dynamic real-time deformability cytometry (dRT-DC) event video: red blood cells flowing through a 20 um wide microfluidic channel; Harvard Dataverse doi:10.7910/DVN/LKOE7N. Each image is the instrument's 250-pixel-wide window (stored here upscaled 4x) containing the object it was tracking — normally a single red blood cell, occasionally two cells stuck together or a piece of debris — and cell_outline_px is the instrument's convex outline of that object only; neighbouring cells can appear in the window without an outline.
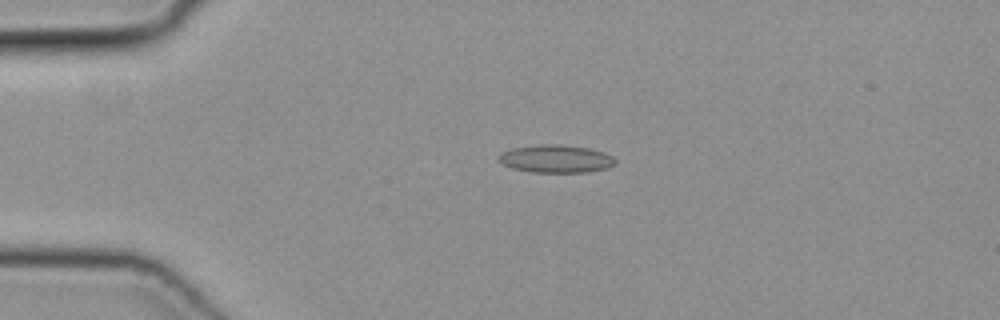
{"species": "common noctule bat (a hibernating species)", "species_latin": "Nyctalus noctula", "temperature_condition": "cold", "stored_images_in_passage": 39, "camera_frame_rate_fps": 3000, "um_per_image_px": 0.085, "animal": {"sex": "female", "body_mass_g": 19.3, "forearm_length_mm": 54.1}, "frame": {"image": 1, "passage_image": 1, "time_ms": 0.0, "image_size_px": [1000, 320], "cell_outline_px": [[616, 164], [608, 168], [588, 172], [532, 172], [512, 168], [500, 164], [500, 152], [512, 148], [540, 144], [556, 144], [588, 148], [604, 152], [612, 156], [616, 160]], "centroid_in_image_um": [47.26, 13.5], "position_along_channel_um": 37.7, "area_um2": 18.96}}
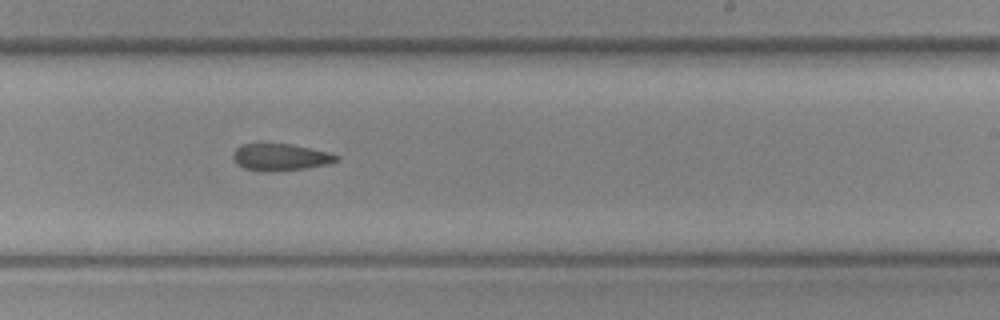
{"frame": {"image": 2, "passage_image": 20, "time_ms": 6.333, "image_size_px": [1000, 320], "cell_outline_px": [[340, 160], [328, 164], [308, 168], [272, 172], [260, 172], [244, 168], [236, 164], [232, 156], [236, 148], [244, 144], [288, 144], [328, 152], [340, 156]], "centroid_in_image_um": [23.84, 13.38], "position_along_channel_um": 265.2, "area_um2": 16.3}}
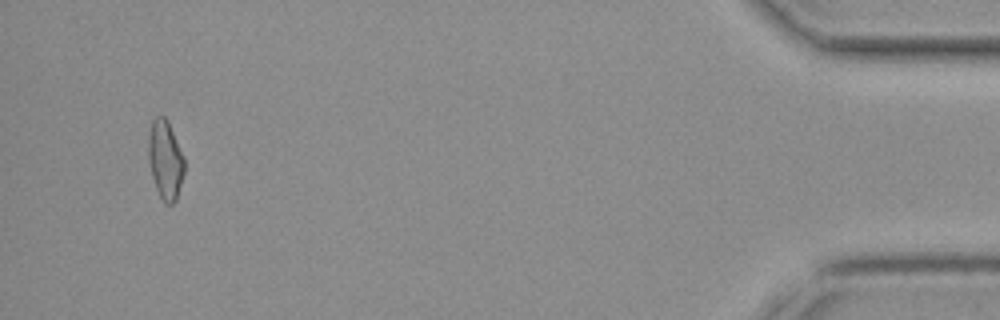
{"frame": {"image": 3, "passage_image": 37, "time_ms": 12.0, "image_size_px": [1000, 320], "cell_outline_px": [[184, 172], [176, 200], [172, 204], [164, 204], [156, 188], [152, 176], [148, 160], [148, 136], [152, 120], [156, 116], [164, 116], [168, 120], [184, 156]], "centroid_in_image_um": [14.04, 13.56], "position_along_channel_um": 421.2, "area_um2": 16.65}}